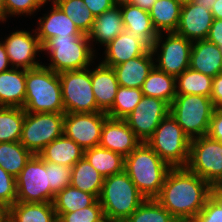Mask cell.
Wrapping results in <instances>:
<instances>
[{"mask_svg":"<svg viewBox=\"0 0 222 222\" xmlns=\"http://www.w3.org/2000/svg\"><path fill=\"white\" fill-rule=\"evenodd\" d=\"M212 186L186 167L171 168L155 198L173 217L190 218L203 209Z\"/></svg>","mask_w":222,"mask_h":222,"instance_id":"obj_1","label":"cell"},{"mask_svg":"<svg viewBox=\"0 0 222 222\" xmlns=\"http://www.w3.org/2000/svg\"><path fill=\"white\" fill-rule=\"evenodd\" d=\"M171 167L146 143L141 142L124 157V171L146 198H156Z\"/></svg>","mask_w":222,"mask_h":222,"instance_id":"obj_2","label":"cell"},{"mask_svg":"<svg viewBox=\"0 0 222 222\" xmlns=\"http://www.w3.org/2000/svg\"><path fill=\"white\" fill-rule=\"evenodd\" d=\"M42 51L50 62L44 66L55 73L89 68L98 57L85 34L53 37L42 46Z\"/></svg>","mask_w":222,"mask_h":222,"instance_id":"obj_3","label":"cell"},{"mask_svg":"<svg viewBox=\"0 0 222 222\" xmlns=\"http://www.w3.org/2000/svg\"><path fill=\"white\" fill-rule=\"evenodd\" d=\"M23 109L30 113H65L58 73L43 65L26 70Z\"/></svg>","mask_w":222,"mask_h":222,"instance_id":"obj_4","label":"cell"},{"mask_svg":"<svg viewBox=\"0 0 222 222\" xmlns=\"http://www.w3.org/2000/svg\"><path fill=\"white\" fill-rule=\"evenodd\" d=\"M145 199L125 171L104 178L99 201L109 222H124Z\"/></svg>","mask_w":222,"mask_h":222,"instance_id":"obj_5","label":"cell"},{"mask_svg":"<svg viewBox=\"0 0 222 222\" xmlns=\"http://www.w3.org/2000/svg\"><path fill=\"white\" fill-rule=\"evenodd\" d=\"M214 109L210 97L176 94L170 105V114L183 132L194 139L207 135Z\"/></svg>","mask_w":222,"mask_h":222,"instance_id":"obj_6","label":"cell"},{"mask_svg":"<svg viewBox=\"0 0 222 222\" xmlns=\"http://www.w3.org/2000/svg\"><path fill=\"white\" fill-rule=\"evenodd\" d=\"M190 138L169 113L146 143L171 168L186 167L189 159Z\"/></svg>","mask_w":222,"mask_h":222,"instance_id":"obj_7","label":"cell"},{"mask_svg":"<svg viewBox=\"0 0 222 222\" xmlns=\"http://www.w3.org/2000/svg\"><path fill=\"white\" fill-rule=\"evenodd\" d=\"M65 113L102 112L96 104L91 84V69L58 73Z\"/></svg>","mask_w":222,"mask_h":222,"instance_id":"obj_8","label":"cell"},{"mask_svg":"<svg viewBox=\"0 0 222 222\" xmlns=\"http://www.w3.org/2000/svg\"><path fill=\"white\" fill-rule=\"evenodd\" d=\"M65 113L25 112L20 143L33 154L63 135Z\"/></svg>","mask_w":222,"mask_h":222,"instance_id":"obj_9","label":"cell"},{"mask_svg":"<svg viewBox=\"0 0 222 222\" xmlns=\"http://www.w3.org/2000/svg\"><path fill=\"white\" fill-rule=\"evenodd\" d=\"M192 44L176 32L159 33L151 46L155 67L175 77L180 75L189 68Z\"/></svg>","mask_w":222,"mask_h":222,"instance_id":"obj_10","label":"cell"},{"mask_svg":"<svg viewBox=\"0 0 222 222\" xmlns=\"http://www.w3.org/2000/svg\"><path fill=\"white\" fill-rule=\"evenodd\" d=\"M186 168L216 186L222 180V142L208 135L191 139Z\"/></svg>","mask_w":222,"mask_h":222,"instance_id":"obj_11","label":"cell"},{"mask_svg":"<svg viewBox=\"0 0 222 222\" xmlns=\"http://www.w3.org/2000/svg\"><path fill=\"white\" fill-rule=\"evenodd\" d=\"M16 190V202L52 203L54 195L48 178V162L34 154L16 177Z\"/></svg>","mask_w":222,"mask_h":222,"instance_id":"obj_12","label":"cell"},{"mask_svg":"<svg viewBox=\"0 0 222 222\" xmlns=\"http://www.w3.org/2000/svg\"><path fill=\"white\" fill-rule=\"evenodd\" d=\"M105 112L65 113L63 135L86 150L99 146Z\"/></svg>","mask_w":222,"mask_h":222,"instance_id":"obj_13","label":"cell"},{"mask_svg":"<svg viewBox=\"0 0 222 222\" xmlns=\"http://www.w3.org/2000/svg\"><path fill=\"white\" fill-rule=\"evenodd\" d=\"M170 113V105L156 97L142 96L134 110L124 119L135 136L146 142L160 122Z\"/></svg>","mask_w":222,"mask_h":222,"instance_id":"obj_14","label":"cell"},{"mask_svg":"<svg viewBox=\"0 0 222 222\" xmlns=\"http://www.w3.org/2000/svg\"><path fill=\"white\" fill-rule=\"evenodd\" d=\"M33 32V33H32ZM9 62L12 68L20 69H35L40 67L42 62L37 61V54L42 51V46L36 35L35 29L33 31L16 30L11 32L2 40Z\"/></svg>","mask_w":222,"mask_h":222,"instance_id":"obj_15","label":"cell"},{"mask_svg":"<svg viewBox=\"0 0 222 222\" xmlns=\"http://www.w3.org/2000/svg\"><path fill=\"white\" fill-rule=\"evenodd\" d=\"M213 14L207 7L190 2L182 5L176 33L191 42L207 39L213 23Z\"/></svg>","mask_w":222,"mask_h":222,"instance_id":"obj_16","label":"cell"},{"mask_svg":"<svg viewBox=\"0 0 222 222\" xmlns=\"http://www.w3.org/2000/svg\"><path fill=\"white\" fill-rule=\"evenodd\" d=\"M141 141L123 119L107 118L101 130L99 146L113 152L128 156Z\"/></svg>","mask_w":222,"mask_h":222,"instance_id":"obj_17","label":"cell"},{"mask_svg":"<svg viewBox=\"0 0 222 222\" xmlns=\"http://www.w3.org/2000/svg\"><path fill=\"white\" fill-rule=\"evenodd\" d=\"M150 48L139 38L124 30L104 48L102 64L114 67L145 54Z\"/></svg>","mask_w":222,"mask_h":222,"instance_id":"obj_18","label":"cell"},{"mask_svg":"<svg viewBox=\"0 0 222 222\" xmlns=\"http://www.w3.org/2000/svg\"><path fill=\"white\" fill-rule=\"evenodd\" d=\"M50 12L42 14L37 21L36 35L41 46L49 39L56 36L83 35L75 23L58 7L54 2L51 3Z\"/></svg>","mask_w":222,"mask_h":222,"instance_id":"obj_19","label":"cell"},{"mask_svg":"<svg viewBox=\"0 0 222 222\" xmlns=\"http://www.w3.org/2000/svg\"><path fill=\"white\" fill-rule=\"evenodd\" d=\"M155 67L154 55L151 48L143 55L130 59L112 67L119 86L140 88Z\"/></svg>","mask_w":222,"mask_h":222,"instance_id":"obj_20","label":"cell"},{"mask_svg":"<svg viewBox=\"0 0 222 222\" xmlns=\"http://www.w3.org/2000/svg\"><path fill=\"white\" fill-rule=\"evenodd\" d=\"M91 84L97 107L106 113L112 107L119 87L113 68L99 61V65L91 69Z\"/></svg>","mask_w":222,"mask_h":222,"instance_id":"obj_21","label":"cell"},{"mask_svg":"<svg viewBox=\"0 0 222 222\" xmlns=\"http://www.w3.org/2000/svg\"><path fill=\"white\" fill-rule=\"evenodd\" d=\"M126 31L141 39L149 48L159 35L153 26L149 11L133 4L119 6Z\"/></svg>","mask_w":222,"mask_h":222,"instance_id":"obj_22","label":"cell"},{"mask_svg":"<svg viewBox=\"0 0 222 222\" xmlns=\"http://www.w3.org/2000/svg\"><path fill=\"white\" fill-rule=\"evenodd\" d=\"M125 30L123 24V17L119 6H114L106 10L100 16L95 17L93 27L88 34L92 50H94L93 42L95 45L98 43L101 46H107L114 38Z\"/></svg>","mask_w":222,"mask_h":222,"instance_id":"obj_23","label":"cell"},{"mask_svg":"<svg viewBox=\"0 0 222 222\" xmlns=\"http://www.w3.org/2000/svg\"><path fill=\"white\" fill-rule=\"evenodd\" d=\"M189 68L211 77L220 74L222 70L220 48L207 39L193 42Z\"/></svg>","mask_w":222,"mask_h":222,"instance_id":"obj_24","label":"cell"},{"mask_svg":"<svg viewBox=\"0 0 222 222\" xmlns=\"http://www.w3.org/2000/svg\"><path fill=\"white\" fill-rule=\"evenodd\" d=\"M26 96V70L11 68L0 73V106L23 108Z\"/></svg>","mask_w":222,"mask_h":222,"instance_id":"obj_25","label":"cell"},{"mask_svg":"<svg viewBox=\"0 0 222 222\" xmlns=\"http://www.w3.org/2000/svg\"><path fill=\"white\" fill-rule=\"evenodd\" d=\"M38 155L45 161L73 167L84 157V149L76 142L62 135L45 146Z\"/></svg>","mask_w":222,"mask_h":222,"instance_id":"obj_26","label":"cell"},{"mask_svg":"<svg viewBox=\"0 0 222 222\" xmlns=\"http://www.w3.org/2000/svg\"><path fill=\"white\" fill-rule=\"evenodd\" d=\"M7 222H57L52 203L16 202L8 208Z\"/></svg>","mask_w":222,"mask_h":222,"instance_id":"obj_27","label":"cell"},{"mask_svg":"<svg viewBox=\"0 0 222 222\" xmlns=\"http://www.w3.org/2000/svg\"><path fill=\"white\" fill-rule=\"evenodd\" d=\"M182 5L175 0H156L149 10L154 28L158 33L175 32Z\"/></svg>","mask_w":222,"mask_h":222,"instance_id":"obj_28","label":"cell"},{"mask_svg":"<svg viewBox=\"0 0 222 222\" xmlns=\"http://www.w3.org/2000/svg\"><path fill=\"white\" fill-rule=\"evenodd\" d=\"M104 177L83 157L71 167L72 187L91 193L98 199L103 187Z\"/></svg>","mask_w":222,"mask_h":222,"instance_id":"obj_29","label":"cell"},{"mask_svg":"<svg viewBox=\"0 0 222 222\" xmlns=\"http://www.w3.org/2000/svg\"><path fill=\"white\" fill-rule=\"evenodd\" d=\"M84 158L104 178L124 171V157L119 153L100 146L84 150Z\"/></svg>","mask_w":222,"mask_h":222,"instance_id":"obj_30","label":"cell"},{"mask_svg":"<svg viewBox=\"0 0 222 222\" xmlns=\"http://www.w3.org/2000/svg\"><path fill=\"white\" fill-rule=\"evenodd\" d=\"M144 96L156 97L171 105L176 96L175 76L152 69L141 87Z\"/></svg>","mask_w":222,"mask_h":222,"instance_id":"obj_31","label":"cell"},{"mask_svg":"<svg viewBox=\"0 0 222 222\" xmlns=\"http://www.w3.org/2000/svg\"><path fill=\"white\" fill-rule=\"evenodd\" d=\"M212 83L213 77L188 68L175 77L176 94L210 97Z\"/></svg>","mask_w":222,"mask_h":222,"instance_id":"obj_32","label":"cell"},{"mask_svg":"<svg viewBox=\"0 0 222 222\" xmlns=\"http://www.w3.org/2000/svg\"><path fill=\"white\" fill-rule=\"evenodd\" d=\"M97 200L95 195L70 185L54 196L52 204L55 213H70L93 205Z\"/></svg>","mask_w":222,"mask_h":222,"instance_id":"obj_33","label":"cell"},{"mask_svg":"<svg viewBox=\"0 0 222 222\" xmlns=\"http://www.w3.org/2000/svg\"><path fill=\"white\" fill-rule=\"evenodd\" d=\"M33 155L20 141L0 143V167L15 178Z\"/></svg>","mask_w":222,"mask_h":222,"instance_id":"obj_34","label":"cell"},{"mask_svg":"<svg viewBox=\"0 0 222 222\" xmlns=\"http://www.w3.org/2000/svg\"><path fill=\"white\" fill-rule=\"evenodd\" d=\"M25 111L19 107H0V143L20 141Z\"/></svg>","mask_w":222,"mask_h":222,"instance_id":"obj_35","label":"cell"},{"mask_svg":"<svg viewBox=\"0 0 222 222\" xmlns=\"http://www.w3.org/2000/svg\"><path fill=\"white\" fill-rule=\"evenodd\" d=\"M54 3L75 23L82 34L90 33L95 17L83 0H54Z\"/></svg>","mask_w":222,"mask_h":222,"instance_id":"obj_36","label":"cell"},{"mask_svg":"<svg viewBox=\"0 0 222 222\" xmlns=\"http://www.w3.org/2000/svg\"><path fill=\"white\" fill-rule=\"evenodd\" d=\"M142 96L140 88L119 86L114 103L106 114L109 118L124 120L134 110Z\"/></svg>","mask_w":222,"mask_h":222,"instance_id":"obj_37","label":"cell"},{"mask_svg":"<svg viewBox=\"0 0 222 222\" xmlns=\"http://www.w3.org/2000/svg\"><path fill=\"white\" fill-rule=\"evenodd\" d=\"M175 219L155 198L145 199L124 222H172Z\"/></svg>","mask_w":222,"mask_h":222,"instance_id":"obj_38","label":"cell"},{"mask_svg":"<svg viewBox=\"0 0 222 222\" xmlns=\"http://www.w3.org/2000/svg\"><path fill=\"white\" fill-rule=\"evenodd\" d=\"M40 0H5L4 11L0 14V22L6 23L8 17L15 16H31L38 10L41 11V7H44ZM40 9V10H39Z\"/></svg>","mask_w":222,"mask_h":222,"instance_id":"obj_39","label":"cell"},{"mask_svg":"<svg viewBox=\"0 0 222 222\" xmlns=\"http://www.w3.org/2000/svg\"><path fill=\"white\" fill-rule=\"evenodd\" d=\"M57 222H101L105 216L99 199L86 208L70 213H56Z\"/></svg>","mask_w":222,"mask_h":222,"instance_id":"obj_40","label":"cell"},{"mask_svg":"<svg viewBox=\"0 0 222 222\" xmlns=\"http://www.w3.org/2000/svg\"><path fill=\"white\" fill-rule=\"evenodd\" d=\"M48 178L51 193L55 196L71 183V168L48 162Z\"/></svg>","mask_w":222,"mask_h":222,"instance_id":"obj_41","label":"cell"},{"mask_svg":"<svg viewBox=\"0 0 222 222\" xmlns=\"http://www.w3.org/2000/svg\"><path fill=\"white\" fill-rule=\"evenodd\" d=\"M16 178L0 167V203L6 208L16 203Z\"/></svg>","mask_w":222,"mask_h":222,"instance_id":"obj_42","label":"cell"},{"mask_svg":"<svg viewBox=\"0 0 222 222\" xmlns=\"http://www.w3.org/2000/svg\"><path fill=\"white\" fill-rule=\"evenodd\" d=\"M194 219L196 222H222V206L210 196Z\"/></svg>","mask_w":222,"mask_h":222,"instance_id":"obj_43","label":"cell"},{"mask_svg":"<svg viewBox=\"0 0 222 222\" xmlns=\"http://www.w3.org/2000/svg\"><path fill=\"white\" fill-rule=\"evenodd\" d=\"M207 135L222 142V109H214Z\"/></svg>","mask_w":222,"mask_h":222,"instance_id":"obj_44","label":"cell"},{"mask_svg":"<svg viewBox=\"0 0 222 222\" xmlns=\"http://www.w3.org/2000/svg\"><path fill=\"white\" fill-rule=\"evenodd\" d=\"M83 2L94 17L100 16L106 10L114 7L112 0H83Z\"/></svg>","mask_w":222,"mask_h":222,"instance_id":"obj_45","label":"cell"},{"mask_svg":"<svg viewBox=\"0 0 222 222\" xmlns=\"http://www.w3.org/2000/svg\"><path fill=\"white\" fill-rule=\"evenodd\" d=\"M215 108L222 109V74L213 77L212 93L210 96Z\"/></svg>","mask_w":222,"mask_h":222,"instance_id":"obj_46","label":"cell"},{"mask_svg":"<svg viewBox=\"0 0 222 222\" xmlns=\"http://www.w3.org/2000/svg\"><path fill=\"white\" fill-rule=\"evenodd\" d=\"M207 40L217 45L222 52V19H214Z\"/></svg>","mask_w":222,"mask_h":222,"instance_id":"obj_47","label":"cell"},{"mask_svg":"<svg viewBox=\"0 0 222 222\" xmlns=\"http://www.w3.org/2000/svg\"><path fill=\"white\" fill-rule=\"evenodd\" d=\"M8 67H10V68H8ZM11 68H12V66L9 62L5 46H4L2 39H1V41H0V73L7 71Z\"/></svg>","mask_w":222,"mask_h":222,"instance_id":"obj_48","label":"cell"},{"mask_svg":"<svg viewBox=\"0 0 222 222\" xmlns=\"http://www.w3.org/2000/svg\"><path fill=\"white\" fill-rule=\"evenodd\" d=\"M214 19H222V0H216L211 8Z\"/></svg>","mask_w":222,"mask_h":222,"instance_id":"obj_49","label":"cell"},{"mask_svg":"<svg viewBox=\"0 0 222 222\" xmlns=\"http://www.w3.org/2000/svg\"><path fill=\"white\" fill-rule=\"evenodd\" d=\"M156 0H132V4L149 11Z\"/></svg>","mask_w":222,"mask_h":222,"instance_id":"obj_50","label":"cell"},{"mask_svg":"<svg viewBox=\"0 0 222 222\" xmlns=\"http://www.w3.org/2000/svg\"><path fill=\"white\" fill-rule=\"evenodd\" d=\"M192 2L194 4H199V6L207 7V9L211 11V8L216 0H193Z\"/></svg>","mask_w":222,"mask_h":222,"instance_id":"obj_51","label":"cell"},{"mask_svg":"<svg viewBox=\"0 0 222 222\" xmlns=\"http://www.w3.org/2000/svg\"><path fill=\"white\" fill-rule=\"evenodd\" d=\"M211 196L222 206V193L215 186L211 189Z\"/></svg>","mask_w":222,"mask_h":222,"instance_id":"obj_52","label":"cell"},{"mask_svg":"<svg viewBox=\"0 0 222 222\" xmlns=\"http://www.w3.org/2000/svg\"><path fill=\"white\" fill-rule=\"evenodd\" d=\"M8 208L0 203V222H7Z\"/></svg>","mask_w":222,"mask_h":222,"instance_id":"obj_53","label":"cell"},{"mask_svg":"<svg viewBox=\"0 0 222 222\" xmlns=\"http://www.w3.org/2000/svg\"><path fill=\"white\" fill-rule=\"evenodd\" d=\"M114 6H122L125 4H132V0H112Z\"/></svg>","mask_w":222,"mask_h":222,"instance_id":"obj_54","label":"cell"},{"mask_svg":"<svg viewBox=\"0 0 222 222\" xmlns=\"http://www.w3.org/2000/svg\"><path fill=\"white\" fill-rule=\"evenodd\" d=\"M172 222H196L195 219L190 218H175Z\"/></svg>","mask_w":222,"mask_h":222,"instance_id":"obj_55","label":"cell"},{"mask_svg":"<svg viewBox=\"0 0 222 222\" xmlns=\"http://www.w3.org/2000/svg\"><path fill=\"white\" fill-rule=\"evenodd\" d=\"M175 1H177L181 5H185L192 2L193 0H175Z\"/></svg>","mask_w":222,"mask_h":222,"instance_id":"obj_56","label":"cell"},{"mask_svg":"<svg viewBox=\"0 0 222 222\" xmlns=\"http://www.w3.org/2000/svg\"><path fill=\"white\" fill-rule=\"evenodd\" d=\"M5 8V0H0V14L4 11Z\"/></svg>","mask_w":222,"mask_h":222,"instance_id":"obj_57","label":"cell"},{"mask_svg":"<svg viewBox=\"0 0 222 222\" xmlns=\"http://www.w3.org/2000/svg\"><path fill=\"white\" fill-rule=\"evenodd\" d=\"M215 187L222 193V180Z\"/></svg>","mask_w":222,"mask_h":222,"instance_id":"obj_58","label":"cell"},{"mask_svg":"<svg viewBox=\"0 0 222 222\" xmlns=\"http://www.w3.org/2000/svg\"><path fill=\"white\" fill-rule=\"evenodd\" d=\"M40 1H41L43 4H46V3L48 4V2H51V3L54 2V0H40Z\"/></svg>","mask_w":222,"mask_h":222,"instance_id":"obj_59","label":"cell"},{"mask_svg":"<svg viewBox=\"0 0 222 222\" xmlns=\"http://www.w3.org/2000/svg\"><path fill=\"white\" fill-rule=\"evenodd\" d=\"M101 222H109L106 218H104Z\"/></svg>","mask_w":222,"mask_h":222,"instance_id":"obj_60","label":"cell"}]
</instances>
